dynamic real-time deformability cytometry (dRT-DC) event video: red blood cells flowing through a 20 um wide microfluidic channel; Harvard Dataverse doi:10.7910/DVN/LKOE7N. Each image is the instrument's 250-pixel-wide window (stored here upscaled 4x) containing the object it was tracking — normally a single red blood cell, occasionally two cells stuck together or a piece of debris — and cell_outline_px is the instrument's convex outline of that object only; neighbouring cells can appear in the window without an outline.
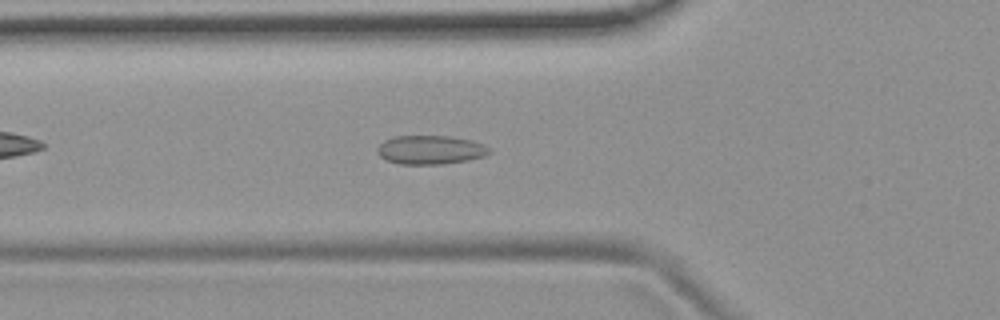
{"species": "common noctule bat (a hibernating species)", "species_latin": "Nyctalus noctula", "temperature_condition": "room temperature", "stored_images_in_passage": 44, "camera_frame_rate_fps": 3000, "um_per_image_px": 0.085, "animal": {"sex": "female", "body_mass_g": 19.9}, "frame": {"image": 1, "passage_image": 9, "time_ms": 2.667, "image_size_px": [1000, 320], "cell_outline_px": [[492, 152], [484, 156], [468, 160], [444, 164], [400, 164], [388, 160], [380, 156], [376, 148], [384, 140], [396, 136], [452, 136], [472, 140], [484, 144]], "centroid_in_image_um": [36.61, 12.73], "position_along_channel_um": 89.2, "area_um2": 18.84}}
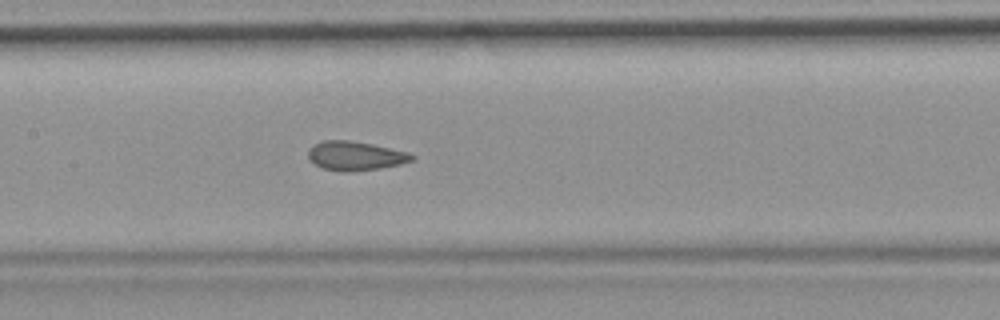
{"frame": {"image": 2, "passage_image": 16, "time_ms": 5.0, "image_size_px": [1000, 320], "cell_outline_px": [[416, 156], [412, 160], [400, 164], [380, 168], [348, 172], [344, 172], [324, 168], [316, 164], [308, 156], [308, 148], [312, 144], [324, 140], [348, 140], [372, 144], [408, 152]], "centroid_in_image_um": [30.19, 13.23], "position_along_channel_um": 177.2, "area_um2": 17.46}}
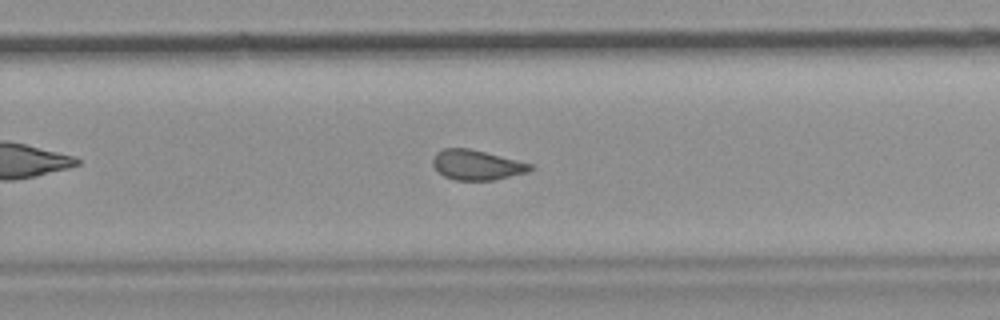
{"frame": {"image": 3, "passage_image": 25, "time_ms": 8.0, "image_size_px": [1000, 320], "cell_outline_px": [[532, 168], [528, 172], [492, 180], [456, 180], [444, 176], [432, 164], [432, 160], [436, 152], [444, 148], [468, 148], [532, 164]], "centroid_in_image_um": [40.49, 14.02], "position_along_channel_um": 289.3, "area_um2": 16.7}, "authors_computed_cell_mechanics": {"area_um2": 17.5712, "velocity_mm_per_s": 3.7577, "shape_relaxation_time_tau1_ms": null, "shape_relaxation_time_tau2_ms": 1.4396, "deformation_change_tau1": null, "deformation_change_tau2": 0.0808}}